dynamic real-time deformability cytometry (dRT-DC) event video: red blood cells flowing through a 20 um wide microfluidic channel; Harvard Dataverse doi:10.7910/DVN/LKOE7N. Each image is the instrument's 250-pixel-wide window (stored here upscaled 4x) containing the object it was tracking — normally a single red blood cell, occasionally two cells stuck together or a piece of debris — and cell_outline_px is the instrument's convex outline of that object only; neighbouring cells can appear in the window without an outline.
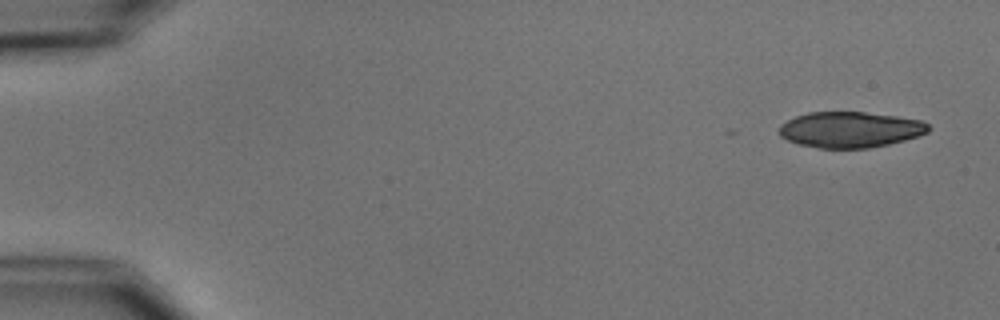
{"species": "common noctule bat (a hibernating species)", "species_latin": "Nyctalus noctula", "temperature_condition": "cold", "stored_images_in_passage": 6, "camera_frame_rate_fps": 3000, "um_per_image_px": 0.085, "animal": {"sex": "male", "body_mass_g": 15.6}, "frame": {"image": 1, "passage_image": 1, "time_ms": 0.0, "image_size_px": [1000, 320], "cell_outline_px": [[932, 128], [928, 132], [904, 140], [888, 144], [868, 148], [820, 148], [800, 144], [788, 140], [780, 136], [780, 124], [796, 116], [808, 112], [864, 112], [896, 116], [920, 120], [928, 124]], "centroid_in_image_um": [72.27, 11.01], "position_along_channel_um": 12.7, "area_um2": 30.98}}